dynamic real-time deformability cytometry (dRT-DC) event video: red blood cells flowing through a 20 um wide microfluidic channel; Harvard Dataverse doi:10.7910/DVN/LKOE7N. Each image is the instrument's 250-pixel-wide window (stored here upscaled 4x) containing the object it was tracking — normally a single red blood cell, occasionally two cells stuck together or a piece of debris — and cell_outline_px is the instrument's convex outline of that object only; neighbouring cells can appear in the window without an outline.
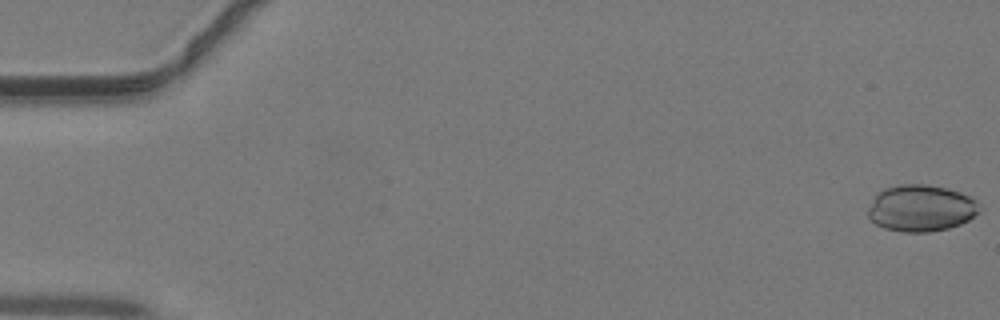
{"species": "common noctule bat (a hibernating species)", "species_latin": "Nyctalus noctula", "temperature_condition": "warm", "stored_images_in_passage": 16, "camera_frame_rate_fps": 3000, "um_per_image_px": 0.085, "animal": {"sex": "male", "body_mass_g": 19.2, "forearm_length_mm": 51.8}, "frame": {"image": 1, "passage_image": 1, "time_ms": 0.0, "image_size_px": [1000, 320], "cell_outline_px": [[984, 208], [968, 220], [960, 224], [948, 228], [928, 232], [904, 232], [884, 228], [876, 224], [868, 216], [868, 208], [876, 192], [884, 188], [900, 184], [928, 184], [960, 192], [976, 200]], "centroid_in_image_um": [78.29, 17.69], "position_along_channel_um": 6.7, "area_um2": 30.46}}